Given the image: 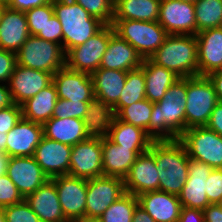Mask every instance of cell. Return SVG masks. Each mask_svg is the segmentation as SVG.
<instances>
[{"label": "cell", "instance_id": "7", "mask_svg": "<svg viewBox=\"0 0 222 222\" xmlns=\"http://www.w3.org/2000/svg\"><path fill=\"white\" fill-rule=\"evenodd\" d=\"M186 129L206 126L219 102L215 88L207 76L187 78Z\"/></svg>", "mask_w": 222, "mask_h": 222}, {"label": "cell", "instance_id": "44", "mask_svg": "<svg viewBox=\"0 0 222 222\" xmlns=\"http://www.w3.org/2000/svg\"><path fill=\"white\" fill-rule=\"evenodd\" d=\"M206 194L211 204L222 198V169H212L206 180Z\"/></svg>", "mask_w": 222, "mask_h": 222}, {"label": "cell", "instance_id": "21", "mask_svg": "<svg viewBox=\"0 0 222 222\" xmlns=\"http://www.w3.org/2000/svg\"><path fill=\"white\" fill-rule=\"evenodd\" d=\"M7 137L6 153L10 157L33 156L43 137V126L22 118Z\"/></svg>", "mask_w": 222, "mask_h": 222}, {"label": "cell", "instance_id": "29", "mask_svg": "<svg viewBox=\"0 0 222 222\" xmlns=\"http://www.w3.org/2000/svg\"><path fill=\"white\" fill-rule=\"evenodd\" d=\"M107 137L115 144L133 152H147L154 141L143 129L114 117Z\"/></svg>", "mask_w": 222, "mask_h": 222}, {"label": "cell", "instance_id": "45", "mask_svg": "<svg viewBox=\"0 0 222 222\" xmlns=\"http://www.w3.org/2000/svg\"><path fill=\"white\" fill-rule=\"evenodd\" d=\"M36 36L38 38L62 45L63 47L62 28L58 18L55 15L47 20L46 24L44 25L43 31H40Z\"/></svg>", "mask_w": 222, "mask_h": 222}, {"label": "cell", "instance_id": "50", "mask_svg": "<svg viewBox=\"0 0 222 222\" xmlns=\"http://www.w3.org/2000/svg\"><path fill=\"white\" fill-rule=\"evenodd\" d=\"M202 212L205 222H222V210L216 204L208 205Z\"/></svg>", "mask_w": 222, "mask_h": 222}, {"label": "cell", "instance_id": "32", "mask_svg": "<svg viewBox=\"0 0 222 222\" xmlns=\"http://www.w3.org/2000/svg\"><path fill=\"white\" fill-rule=\"evenodd\" d=\"M161 0H115L113 20L158 21Z\"/></svg>", "mask_w": 222, "mask_h": 222}, {"label": "cell", "instance_id": "2", "mask_svg": "<svg viewBox=\"0 0 222 222\" xmlns=\"http://www.w3.org/2000/svg\"><path fill=\"white\" fill-rule=\"evenodd\" d=\"M154 157L159 174V191L178 196L188 178L189 156L177 140H154L148 150Z\"/></svg>", "mask_w": 222, "mask_h": 222}, {"label": "cell", "instance_id": "14", "mask_svg": "<svg viewBox=\"0 0 222 222\" xmlns=\"http://www.w3.org/2000/svg\"><path fill=\"white\" fill-rule=\"evenodd\" d=\"M6 174L24 199L50 179L33 156L10 157Z\"/></svg>", "mask_w": 222, "mask_h": 222}, {"label": "cell", "instance_id": "40", "mask_svg": "<svg viewBox=\"0 0 222 222\" xmlns=\"http://www.w3.org/2000/svg\"><path fill=\"white\" fill-rule=\"evenodd\" d=\"M89 102L82 101H70L62 98H58L53 110L54 118H79L82 119L87 111Z\"/></svg>", "mask_w": 222, "mask_h": 222}, {"label": "cell", "instance_id": "10", "mask_svg": "<svg viewBox=\"0 0 222 222\" xmlns=\"http://www.w3.org/2000/svg\"><path fill=\"white\" fill-rule=\"evenodd\" d=\"M125 193V185L121 177L100 176L87 179L85 217L99 218Z\"/></svg>", "mask_w": 222, "mask_h": 222}, {"label": "cell", "instance_id": "17", "mask_svg": "<svg viewBox=\"0 0 222 222\" xmlns=\"http://www.w3.org/2000/svg\"><path fill=\"white\" fill-rule=\"evenodd\" d=\"M212 167L204 162L189 158L188 178L178 198L182 207L204 210L211 203L206 194V180Z\"/></svg>", "mask_w": 222, "mask_h": 222}, {"label": "cell", "instance_id": "4", "mask_svg": "<svg viewBox=\"0 0 222 222\" xmlns=\"http://www.w3.org/2000/svg\"><path fill=\"white\" fill-rule=\"evenodd\" d=\"M53 9L61 24L65 53L87 42L105 25L72 0H54Z\"/></svg>", "mask_w": 222, "mask_h": 222}, {"label": "cell", "instance_id": "3", "mask_svg": "<svg viewBox=\"0 0 222 222\" xmlns=\"http://www.w3.org/2000/svg\"><path fill=\"white\" fill-rule=\"evenodd\" d=\"M180 78L198 76V50L195 35L169 34L149 58Z\"/></svg>", "mask_w": 222, "mask_h": 222}, {"label": "cell", "instance_id": "5", "mask_svg": "<svg viewBox=\"0 0 222 222\" xmlns=\"http://www.w3.org/2000/svg\"><path fill=\"white\" fill-rule=\"evenodd\" d=\"M114 32L142 57L150 58L169 35L158 21L113 20Z\"/></svg>", "mask_w": 222, "mask_h": 222}, {"label": "cell", "instance_id": "37", "mask_svg": "<svg viewBox=\"0 0 222 222\" xmlns=\"http://www.w3.org/2000/svg\"><path fill=\"white\" fill-rule=\"evenodd\" d=\"M138 198L130 193H125L112 203L99 217L101 222H132Z\"/></svg>", "mask_w": 222, "mask_h": 222}, {"label": "cell", "instance_id": "61", "mask_svg": "<svg viewBox=\"0 0 222 222\" xmlns=\"http://www.w3.org/2000/svg\"><path fill=\"white\" fill-rule=\"evenodd\" d=\"M181 1H186V2L195 3L197 0H181Z\"/></svg>", "mask_w": 222, "mask_h": 222}, {"label": "cell", "instance_id": "33", "mask_svg": "<svg viewBox=\"0 0 222 222\" xmlns=\"http://www.w3.org/2000/svg\"><path fill=\"white\" fill-rule=\"evenodd\" d=\"M114 117L115 113L113 108L102 100L94 97L89 102L83 118L86 133L89 137H106Z\"/></svg>", "mask_w": 222, "mask_h": 222}, {"label": "cell", "instance_id": "36", "mask_svg": "<svg viewBox=\"0 0 222 222\" xmlns=\"http://www.w3.org/2000/svg\"><path fill=\"white\" fill-rule=\"evenodd\" d=\"M144 99H146L145 75L143 69L139 67L127 72L125 86L114 107H126Z\"/></svg>", "mask_w": 222, "mask_h": 222}, {"label": "cell", "instance_id": "38", "mask_svg": "<svg viewBox=\"0 0 222 222\" xmlns=\"http://www.w3.org/2000/svg\"><path fill=\"white\" fill-rule=\"evenodd\" d=\"M80 4L91 16L105 25H112L114 18V0H72Z\"/></svg>", "mask_w": 222, "mask_h": 222}, {"label": "cell", "instance_id": "8", "mask_svg": "<svg viewBox=\"0 0 222 222\" xmlns=\"http://www.w3.org/2000/svg\"><path fill=\"white\" fill-rule=\"evenodd\" d=\"M190 159L206 163L213 169H222V136L207 126L186 129L179 137Z\"/></svg>", "mask_w": 222, "mask_h": 222}, {"label": "cell", "instance_id": "55", "mask_svg": "<svg viewBox=\"0 0 222 222\" xmlns=\"http://www.w3.org/2000/svg\"><path fill=\"white\" fill-rule=\"evenodd\" d=\"M7 134H0V152L6 153V141H7Z\"/></svg>", "mask_w": 222, "mask_h": 222}, {"label": "cell", "instance_id": "30", "mask_svg": "<svg viewBox=\"0 0 222 222\" xmlns=\"http://www.w3.org/2000/svg\"><path fill=\"white\" fill-rule=\"evenodd\" d=\"M141 68L146 83V99L152 103L160 101L169 87L180 79L173 71L153 63L149 58L143 59Z\"/></svg>", "mask_w": 222, "mask_h": 222}, {"label": "cell", "instance_id": "18", "mask_svg": "<svg viewBox=\"0 0 222 222\" xmlns=\"http://www.w3.org/2000/svg\"><path fill=\"white\" fill-rule=\"evenodd\" d=\"M71 150L72 146L43 136L33 157L51 179L58 175L69 174Z\"/></svg>", "mask_w": 222, "mask_h": 222}, {"label": "cell", "instance_id": "15", "mask_svg": "<svg viewBox=\"0 0 222 222\" xmlns=\"http://www.w3.org/2000/svg\"><path fill=\"white\" fill-rule=\"evenodd\" d=\"M53 74L15 66L13 74L7 83L13 102L21 106L25 101L38 94L52 83Z\"/></svg>", "mask_w": 222, "mask_h": 222}, {"label": "cell", "instance_id": "52", "mask_svg": "<svg viewBox=\"0 0 222 222\" xmlns=\"http://www.w3.org/2000/svg\"><path fill=\"white\" fill-rule=\"evenodd\" d=\"M13 99L11 96V92L8 89V86L0 84V109L9 107L13 105Z\"/></svg>", "mask_w": 222, "mask_h": 222}, {"label": "cell", "instance_id": "22", "mask_svg": "<svg viewBox=\"0 0 222 222\" xmlns=\"http://www.w3.org/2000/svg\"><path fill=\"white\" fill-rule=\"evenodd\" d=\"M25 201L41 222H69L62 212L57 189L52 179H48L34 193L29 194Z\"/></svg>", "mask_w": 222, "mask_h": 222}, {"label": "cell", "instance_id": "54", "mask_svg": "<svg viewBox=\"0 0 222 222\" xmlns=\"http://www.w3.org/2000/svg\"><path fill=\"white\" fill-rule=\"evenodd\" d=\"M9 158L7 153L0 152V176L6 174Z\"/></svg>", "mask_w": 222, "mask_h": 222}, {"label": "cell", "instance_id": "27", "mask_svg": "<svg viewBox=\"0 0 222 222\" xmlns=\"http://www.w3.org/2000/svg\"><path fill=\"white\" fill-rule=\"evenodd\" d=\"M91 77L94 96L113 108L125 86L127 71L99 68Z\"/></svg>", "mask_w": 222, "mask_h": 222}, {"label": "cell", "instance_id": "13", "mask_svg": "<svg viewBox=\"0 0 222 222\" xmlns=\"http://www.w3.org/2000/svg\"><path fill=\"white\" fill-rule=\"evenodd\" d=\"M158 22L168 34H197L194 3L191 2L161 0Z\"/></svg>", "mask_w": 222, "mask_h": 222}, {"label": "cell", "instance_id": "60", "mask_svg": "<svg viewBox=\"0 0 222 222\" xmlns=\"http://www.w3.org/2000/svg\"><path fill=\"white\" fill-rule=\"evenodd\" d=\"M215 204L222 210V198Z\"/></svg>", "mask_w": 222, "mask_h": 222}, {"label": "cell", "instance_id": "42", "mask_svg": "<svg viewBox=\"0 0 222 222\" xmlns=\"http://www.w3.org/2000/svg\"><path fill=\"white\" fill-rule=\"evenodd\" d=\"M24 200L7 174L0 176V207L18 204Z\"/></svg>", "mask_w": 222, "mask_h": 222}, {"label": "cell", "instance_id": "20", "mask_svg": "<svg viewBox=\"0 0 222 222\" xmlns=\"http://www.w3.org/2000/svg\"><path fill=\"white\" fill-rule=\"evenodd\" d=\"M198 76L222 70V27L200 31L196 35Z\"/></svg>", "mask_w": 222, "mask_h": 222}, {"label": "cell", "instance_id": "59", "mask_svg": "<svg viewBox=\"0 0 222 222\" xmlns=\"http://www.w3.org/2000/svg\"><path fill=\"white\" fill-rule=\"evenodd\" d=\"M5 8H6L5 6L0 4V21L2 19V15H3L4 11H5Z\"/></svg>", "mask_w": 222, "mask_h": 222}, {"label": "cell", "instance_id": "34", "mask_svg": "<svg viewBox=\"0 0 222 222\" xmlns=\"http://www.w3.org/2000/svg\"><path fill=\"white\" fill-rule=\"evenodd\" d=\"M115 117L145 130L149 134V121L153 103L148 99L137 101L126 107H113Z\"/></svg>", "mask_w": 222, "mask_h": 222}, {"label": "cell", "instance_id": "12", "mask_svg": "<svg viewBox=\"0 0 222 222\" xmlns=\"http://www.w3.org/2000/svg\"><path fill=\"white\" fill-rule=\"evenodd\" d=\"M51 179L55 183L65 218L70 221L85 217L87 179L71 175H58Z\"/></svg>", "mask_w": 222, "mask_h": 222}, {"label": "cell", "instance_id": "25", "mask_svg": "<svg viewBox=\"0 0 222 222\" xmlns=\"http://www.w3.org/2000/svg\"><path fill=\"white\" fill-rule=\"evenodd\" d=\"M29 36L25 12L6 7L0 21V48L16 53Z\"/></svg>", "mask_w": 222, "mask_h": 222}, {"label": "cell", "instance_id": "11", "mask_svg": "<svg viewBox=\"0 0 222 222\" xmlns=\"http://www.w3.org/2000/svg\"><path fill=\"white\" fill-rule=\"evenodd\" d=\"M68 175L85 179L103 176L102 138L89 137L72 146Z\"/></svg>", "mask_w": 222, "mask_h": 222}, {"label": "cell", "instance_id": "6", "mask_svg": "<svg viewBox=\"0 0 222 222\" xmlns=\"http://www.w3.org/2000/svg\"><path fill=\"white\" fill-rule=\"evenodd\" d=\"M62 45L30 35L16 52L17 65L55 74L65 66Z\"/></svg>", "mask_w": 222, "mask_h": 222}, {"label": "cell", "instance_id": "16", "mask_svg": "<svg viewBox=\"0 0 222 222\" xmlns=\"http://www.w3.org/2000/svg\"><path fill=\"white\" fill-rule=\"evenodd\" d=\"M58 98L70 101L90 102L94 96L91 74L71 70L64 66L52 78Z\"/></svg>", "mask_w": 222, "mask_h": 222}, {"label": "cell", "instance_id": "35", "mask_svg": "<svg viewBox=\"0 0 222 222\" xmlns=\"http://www.w3.org/2000/svg\"><path fill=\"white\" fill-rule=\"evenodd\" d=\"M197 33L222 27V0H197L194 3Z\"/></svg>", "mask_w": 222, "mask_h": 222}, {"label": "cell", "instance_id": "47", "mask_svg": "<svg viewBox=\"0 0 222 222\" xmlns=\"http://www.w3.org/2000/svg\"><path fill=\"white\" fill-rule=\"evenodd\" d=\"M53 1L54 0H12L9 5V8L21 12H26L35 7L52 3Z\"/></svg>", "mask_w": 222, "mask_h": 222}, {"label": "cell", "instance_id": "23", "mask_svg": "<svg viewBox=\"0 0 222 222\" xmlns=\"http://www.w3.org/2000/svg\"><path fill=\"white\" fill-rule=\"evenodd\" d=\"M139 205L155 222H177L182 210L178 196L162 191H149L137 196Z\"/></svg>", "mask_w": 222, "mask_h": 222}, {"label": "cell", "instance_id": "39", "mask_svg": "<svg viewBox=\"0 0 222 222\" xmlns=\"http://www.w3.org/2000/svg\"><path fill=\"white\" fill-rule=\"evenodd\" d=\"M30 35L43 31L44 25L54 15L53 2L35 7L25 12Z\"/></svg>", "mask_w": 222, "mask_h": 222}, {"label": "cell", "instance_id": "24", "mask_svg": "<svg viewBox=\"0 0 222 222\" xmlns=\"http://www.w3.org/2000/svg\"><path fill=\"white\" fill-rule=\"evenodd\" d=\"M142 57L126 40L114 33L109 40L99 68L109 70L131 71L141 67Z\"/></svg>", "mask_w": 222, "mask_h": 222}, {"label": "cell", "instance_id": "28", "mask_svg": "<svg viewBox=\"0 0 222 222\" xmlns=\"http://www.w3.org/2000/svg\"><path fill=\"white\" fill-rule=\"evenodd\" d=\"M43 136L73 146L89 138L85 125L79 118H54L42 124Z\"/></svg>", "mask_w": 222, "mask_h": 222}, {"label": "cell", "instance_id": "49", "mask_svg": "<svg viewBox=\"0 0 222 222\" xmlns=\"http://www.w3.org/2000/svg\"><path fill=\"white\" fill-rule=\"evenodd\" d=\"M177 222H205L202 210L182 207Z\"/></svg>", "mask_w": 222, "mask_h": 222}, {"label": "cell", "instance_id": "41", "mask_svg": "<svg viewBox=\"0 0 222 222\" xmlns=\"http://www.w3.org/2000/svg\"><path fill=\"white\" fill-rule=\"evenodd\" d=\"M3 210L6 222H41L25 199L18 204L4 207Z\"/></svg>", "mask_w": 222, "mask_h": 222}, {"label": "cell", "instance_id": "43", "mask_svg": "<svg viewBox=\"0 0 222 222\" xmlns=\"http://www.w3.org/2000/svg\"><path fill=\"white\" fill-rule=\"evenodd\" d=\"M22 119V108L18 104L0 109V134H7Z\"/></svg>", "mask_w": 222, "mask_h": 222}, {"label": "cell", "instance_id": "48", "mask_svg": "<svg viewBox=\"0 0 222 222\" xmlns=\"http://www.w3.org/2000/svg\"><path fill=\"white\" fill-rule=\"evenodd\" d=\"M209 129L215 131L222 136V102L219 101L214 107L208 124L206 125Z\"/></svg>", "mask_w": 222, "mask_h": 222}, {"label": "cell", "instance_id": "1", "mask_svg": "<svg viewBox=\"0 0 222 222\" xmlns=\"http://www.w3.org/2000/svg\"><path fill=\"white\" fill-rule=\"evenodd\" d=\"M187 78L169 87L164 97L153 103L149 135L153 140H177L186 130Z\"/></svg>", "mask_w": 222, "mask_h": 222}, {"label": "cell", "instance_id": "51", "mask_svg": "<svg viewBox=\"0 0 222 222\" xmlns=\"http://www.w3.org/2000/svg\"><path fill=\"white\" fill-rule=\"evenodd\" d=\"M207 77L215 88L218 101L222 102V70L212 72Z\"/></svg>", "mask_w": 222, "mask_h": 222}, {"label": "cell", "instance_id": "26", "mask_svg": "<svg viewBox=\"0 0 222 222\" xmlns=\"http://www.w3.org/2000/svg\"><path fill=\"white\" fill-rule=\"evenodd\" d=\"M113 143L107 136L102 138V168L103 176L125 178L131 166L140 154Z\"/></svg>", "mask_w": 222, "mask_h": 222}, {"label": "cell", "instance_id": "19", "mask_svg": "<svg viewBox=\"0 0 222 222\" xmlns=\"http://www.w3.org/2000/svg\"><path fill=\"white\" fill-rule=\"evenodd\" d=\"M159 174L155 157L149 152L140 154L123 179L125 191L136 197L149 191H159Z\"/></svg>", "mask_w": 222, "mask_h": 222}, {"label": "cell", "instance_id": "56", "mask_svg": "<svg viewBox=\"0 0 222 222\" xmlns=\"http://www.w3.org/2000/svg\"><path fill=\"white\" fill-rule=\"evenodd\" d=\"M69 222H101V220L99 218L82 217L70 220Z\"/></svg>", "mask_w": 222, "mask_h": 222}, {"label": "cell", "instance_id": "57", "mask_svg": "<svg viewBox=\"0 0 222 222\" xmlns=\"http://www.w3.org/2000/svg\"><path fill=\"white\" fill-rule=\"evenodd\" d=\"M0 222H6V217L3 208L0 207Z\"/></svg>", "mask_w": 222, "mask_h": 222}, {"label": "cell", "instance_id": "31", "mask_svg": "<svg viewBox=\"0 0 222 222\" xmlns=\"http://www.w3.org/2000/svg\"><path fill=\"white\" fill-rule=\"evenodd\" d=\"M57 100L58 94L56 88L51 83L21 105L22 118L43 124L52 118Z\"/></svg>", "mask_w": 222, "mask_h": 222}, {"label": "cell", "instance_id": "9", "mask_svg": "<svg viewBox=\"0 0 222 222\" xmlns=\"http://www.w3.org/2000/svg\"><path fill=\"white\" fill-rule=\"evenodd\" d=\"M114 33L112 25H104L87 42L66 52L65 66L71 70L92 74L99 69L110 37Z\"/></svg>", "mask_w": 222, "mask_h": 222}, {"label": "cell", "instance_id": "53", "mask_svg": "<svg viewBox=\"0 0 222 222\" xmlns=\"http://www.w3.org/2000/svg\"><path fill=\"white\" fill-rule=\"evenodd\" d=\"M132 222H155L153 218L140 206H136Z\"/></svg>", "mask_w": 222, "mask_h": 222}, {"label": "cell", "instance_id": "58", "mask_svg": "<svg viewBox=\"0 0 222 222\" xmlns=\"http://www.w3.org/2000/svg\"><path fill=\"white\" fill-rule=\"evenodd\" d=\"M11 1L12 0H0V4L5 6V7H9Z\"/></svg>", "mask_w": 222, "mask_h": 222}, {"label": "cell", "instance_id": "46", "mask_svg": "<svg viewBox=\"0 0 222 222\" xmlns=\"http://www.w3.org/2000/svg\"><path fill=\"white\" fill-rule=\"evenodd\" d=\"M16 64V53L0 48V83L9 82Z\"/></svg>", "mask_w": 222, "mask_h": 222}]
</instances>
